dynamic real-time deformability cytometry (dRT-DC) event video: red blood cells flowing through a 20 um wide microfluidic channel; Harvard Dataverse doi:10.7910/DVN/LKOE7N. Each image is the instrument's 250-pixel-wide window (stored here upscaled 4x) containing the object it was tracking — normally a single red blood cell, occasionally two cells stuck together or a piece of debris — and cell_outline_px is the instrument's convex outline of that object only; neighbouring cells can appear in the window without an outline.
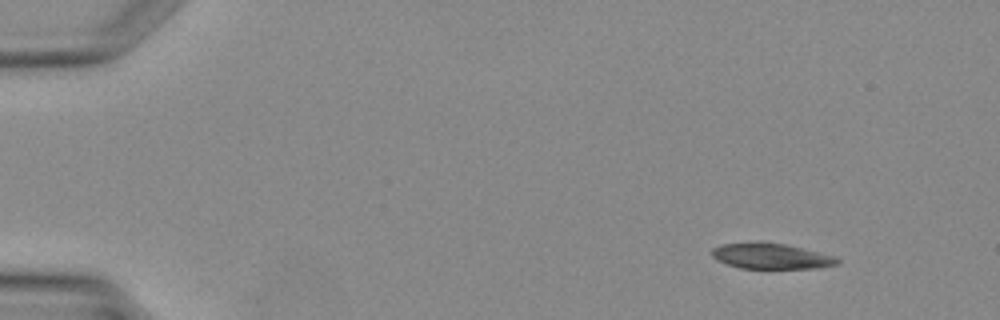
{"species": "Egyptian fruit bat (a non-hibernating species)", "species_latin": "Rousettus aegyptiacus", "temperature_condition": "warm", "stored_images_in_passage": 4, "camera_frame_rate_fps": 3000, "um_per_image_px": 0.085, "animal": {"sex": "female"}, "frame": {"image": 1, "passage_image": 1, "time_ms": 0.0, "image_size_px": [1000, 320], "cell_outline_px": [[840, 264], [820, 268], [740, 268], [716, 260], [712, 256], [712, 248], [720, 244], [756, 240], [764, 240], [788, 244], [832, 256], [840, 260]], "centroid_in_image_um": [65.5, 21.73], "position_along_channel_um": 19.5, "area_um2": 19.19}}